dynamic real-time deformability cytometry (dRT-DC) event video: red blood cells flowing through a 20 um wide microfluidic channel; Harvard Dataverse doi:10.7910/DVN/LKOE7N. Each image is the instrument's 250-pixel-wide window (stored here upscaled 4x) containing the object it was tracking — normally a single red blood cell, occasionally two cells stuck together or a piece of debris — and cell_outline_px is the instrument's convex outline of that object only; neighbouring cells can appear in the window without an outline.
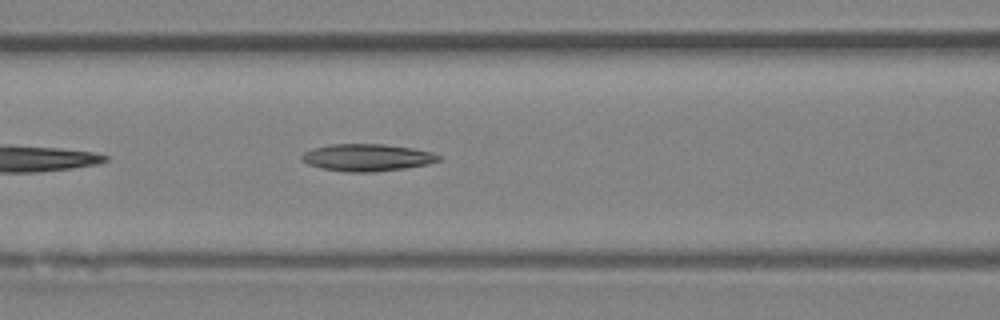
{"species": "Egyptian fruit bat (a non-hibernating species)", "species_latin": "Rousettus aegyptiacus", "temperature_condition": "room temperature", "stored_images_in_passage": 14, "camera_frame_rate_fps": 3000, "um_per_image_px": 0.085, "animal": {"sex": "female"}, "frame": {"image": 1, "passage_image": 7, "time_ms": 2.0, "image_size_px": [1000, 320], "cell_outline_px": [[440, 160], [428, 164], [404, 168], [372, 172], [348, 172], [320, 168], [308, 164], [300, 160], [300, 156], [304, 152], [312, 148], [332, 144], [384, 144], [412, 148], [432, 152], [440, 156]], "centroid_in_image_um": [31.16, 13.39], "position_along_channel_um": 135.4, "area_um2": 21.68}}
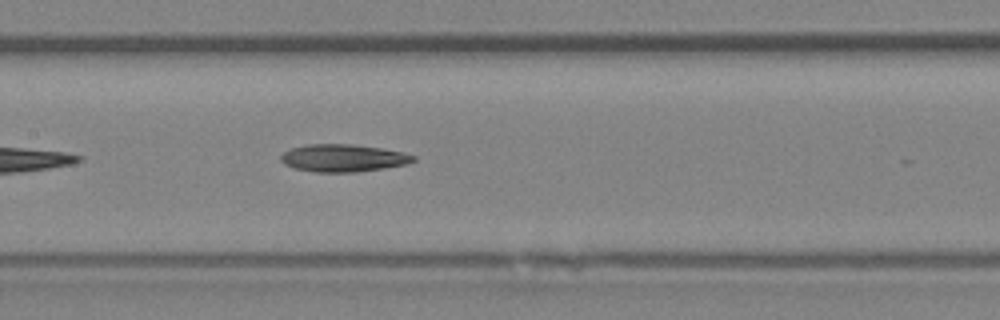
{"frame": {"image": 2, "passage_image": 10, "time_ms": 3.0, "image_size_px": [1000, 320], "cell_outline_px": [[416, 160], [404, 164], [384, 168], [356, 172], [316, 172], [296, 168], [284, 164], [280, 160], [280, 156], [284, 152], [292, 148], [308, 144], [352, 144], [380, 148], [404, 152], [416, 156]], "centroid_in_image_um": [29.17, 13.43], "position_along_channel_um": 178.2, "area_um2": 21.1}}